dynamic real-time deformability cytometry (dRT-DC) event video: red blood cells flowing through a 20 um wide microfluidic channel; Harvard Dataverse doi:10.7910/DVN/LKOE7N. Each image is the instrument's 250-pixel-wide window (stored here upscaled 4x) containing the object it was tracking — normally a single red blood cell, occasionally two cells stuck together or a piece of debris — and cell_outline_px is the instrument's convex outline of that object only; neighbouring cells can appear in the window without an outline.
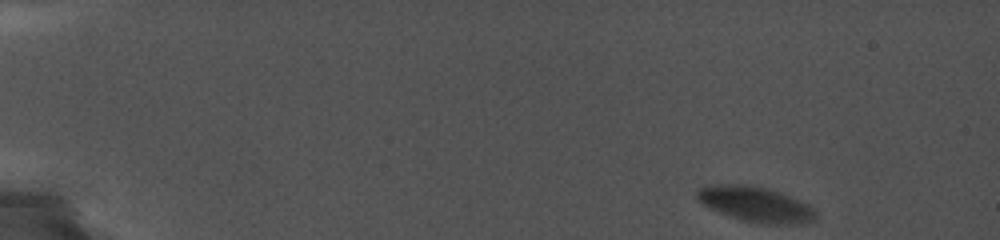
{"species": "common noctule bat (a hibernating species)", "species_latin": "Nyctalus noctula", "temperature_condition": "cold", "stored_images_in_passage": 10, "camera_frame_rate_fps": 5000, "um_per_image_px": 0.085, "animal": {"sex": "female", "body_mass_g": 19.0, "forearm_length_mm": 56.7}, "frame": {"image": 1, "passage_image": 1, "time_ms": 0.0, "image_size_px": [1000, 240], "cell_outline_px": [[816, 220], [804, 224], [760, 224], [740, 220], [720, 212], [704, 204], [696, 196], [696, 192], [700, 188], [716, 184], [744, 184], [768, 188], [780, 192], [808, 204], [816, 212]], "centroid_in_image_um": [64.28, 17.37], "position_along_channel_um": 20.7, "area_um2": 24.33}}